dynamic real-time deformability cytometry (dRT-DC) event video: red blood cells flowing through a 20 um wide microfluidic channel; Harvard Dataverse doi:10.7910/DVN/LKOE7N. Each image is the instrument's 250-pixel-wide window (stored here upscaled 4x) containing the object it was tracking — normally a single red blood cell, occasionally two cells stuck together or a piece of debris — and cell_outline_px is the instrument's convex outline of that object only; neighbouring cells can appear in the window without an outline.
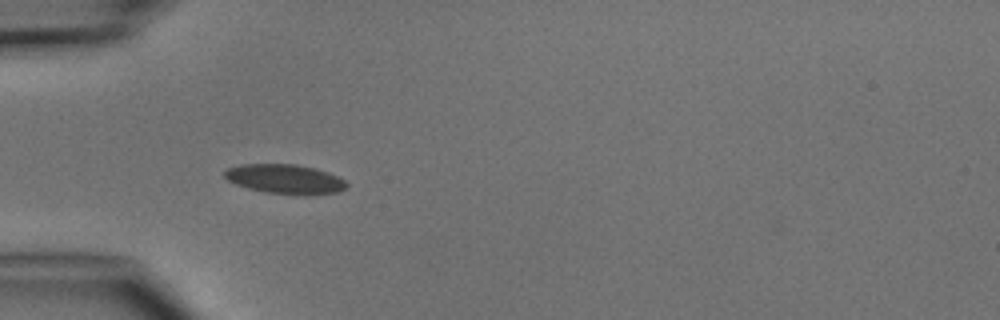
{"species": "common noctule bat (a hibernating species)", "species_latin": "Nyctalus noctula", "temperature_condition": "cold", "stored_images_in_passage": 2, "camera_frame_rate_fps": 3000, "um_per_image_px": 0.085, "animal": {"sex": "male", "body_mass_g": 15.6}, "frame": {"image": 1, "passage_image": 1, "time_ms": 0.0, "image_size_px": [1000, 320], "cell_outline_px": [[348, 184], [344, 188], [336, 192], [264, 192], [248, 188], [236, 184], [228, 180], [224, 176], [224, 172], [228, 168], [240, 164], [296, 164], [328, 172], [344, 180]], "centroid_in_image_um": [24.13, 15.16], "position_along_channel_um": 60.9, "area_um2": 19.88}}